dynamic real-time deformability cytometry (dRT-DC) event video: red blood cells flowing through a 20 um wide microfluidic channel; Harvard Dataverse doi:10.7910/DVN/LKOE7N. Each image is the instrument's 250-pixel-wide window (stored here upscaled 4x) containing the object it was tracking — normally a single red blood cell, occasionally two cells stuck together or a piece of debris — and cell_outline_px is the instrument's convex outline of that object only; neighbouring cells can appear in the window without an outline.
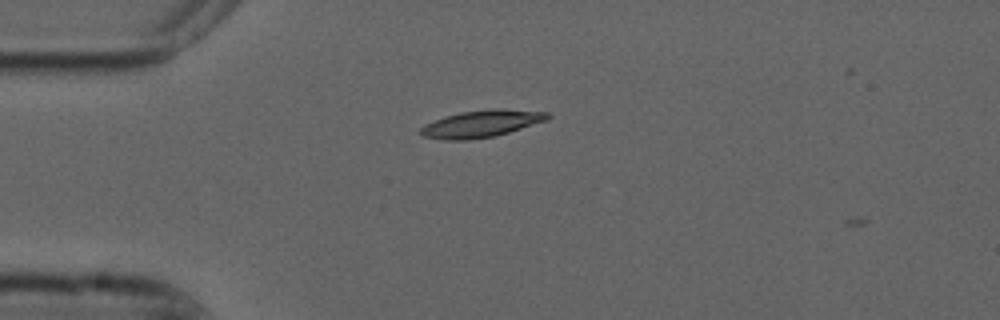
{"species": "common noctule bat (a hibernating species)", "species_latin": "Nyctalus noctula", "temperature_condition": "cold", "stored_images_in_passage": 3, "camera_frame_rate_fps": 3000, "um_per_image_px": 0.085, "animal": {"sex": "male", "forearm_length_mm": 52.5}, "frame": {"image": 1, "passage_image": 2, "time_ms": 0.333, "image_size_px": [1000, 320], "cell_outline_px": [[552, 116], [548, 120], [508, 132], [492, 136], [468, 140], [444, 140], [424, 136], [420, 132], [420, 128], [424, 124], [444, 116], [460, 112], [492, 108], [496, 108], [548, 112]], "centroid_in_image_um": [40.92, 10.5], "position_along_channel_um": 44.1, "area_um2": 20.0}}